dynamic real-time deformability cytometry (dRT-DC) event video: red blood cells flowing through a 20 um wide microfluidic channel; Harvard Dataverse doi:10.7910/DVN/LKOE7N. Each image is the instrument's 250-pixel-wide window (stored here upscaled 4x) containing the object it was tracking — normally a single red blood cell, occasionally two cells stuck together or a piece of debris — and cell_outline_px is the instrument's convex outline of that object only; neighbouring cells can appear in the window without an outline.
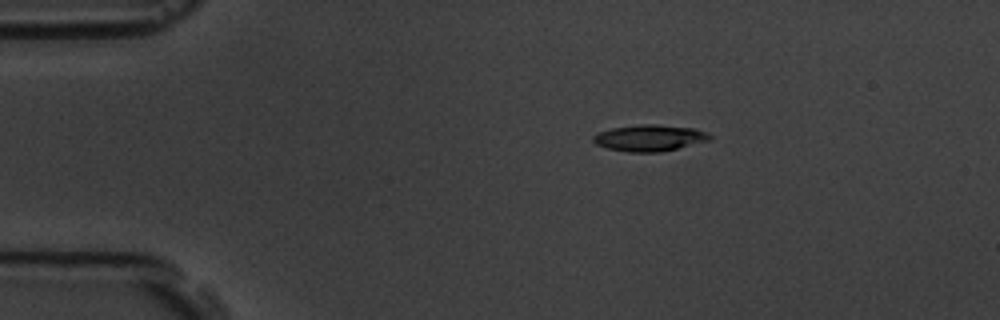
{"species": "common noctule bat (a hibernating species)", "species_latin": "Nyctalus noctula", "temperature_condition": "room temperature", "stored_images_in_passage": 2, "camera_frame_rate_fps": 3000, "um_per_image_px": 0.085, "animal": {"sex": "male", "body_mass_g": 19.5, "forearm_length_mm": 54.6}, "frame": {"image": 1, "passage_image": 1, "time_ms": 0.0, "image_size_px": [1000, 320], "cell_outline_px": [[712, 140], [660, 152], [628, 152], [608, 148], [596, 144], [592, 140], [592, 136], [600, 132], [612, 128], [640, 124], [656, 124], [696, 128], [708, 132], [712, 136]], "centroid_in_image_um": [55.26, 11.72], "position_along_channel_um": 29.7, "area_um2": 18.03}}